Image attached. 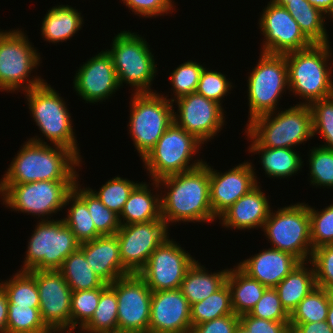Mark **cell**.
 I'll list each match as a JSON object with an SVG mask.
<instances>
[{
	"instance_id": "6da1fadb",
	"label": "cell",
	"mask_w": 333,
	"mask_h": 333,
	"mask_svg": "<svg viewBox=\"0 0 333 333\" xmlns=\"http://www.w3.org/2000/svg\"><path fill=\"white\" fill-rule=\"evenodd\" d=\"M152 183L157 191L163 187L168 189L164 195L160 193L161 218L167 226L181 221L208 223L217 220L210 204L209 165L206 161L193 170L153 180Z\"/></svg>"
},
{
	"instance_id": "7a4b0ae2",
	"label": "cell",
	"mask_w": 333,
	"mask_h": 333,
	"mask_svg": "<svg viewBox=\"0 0 333 333\" xmlns=\"http://www.w3.org/2000/svg\"><path fill=\"white\" fill-rule=\"evenodd\" d=\"M16 155L0 184L79 180L75 167H81L82 159L66 147L49 146L35 136L25 142Z\"/></svg>"
},
{
	"instance_id": "3957f363",
	"label": "cell",
	"mask_w": 333,
	"mask_h": 333,
	"mask_svg": "<svg viewBox=\"0 0 333 333\" xmlns=\"http://www.w3.org/2000/svg\"><path fill=\"white\" fill-rule=\"evenodd\" d=\"M330 43L312 44L310 47L285 55L288 67V87L295 96L311 105L313 102L333 96Z\"/></svg>"
},
{
	"instance_id": "277c9868",
	"label": "cell",
	"mask_w": 333,
	"mask_h": 333,
	"mask_svg": "<svg viewBox=\"0 0 333 333\" xmlns=\"http://www.w3.org/2000/svg\"><path fill=\"white\" fill-rule=\"evenodd\" d=\"M277 112L258 116L247 123L246 136L262 147L293 149L314 137L313 115L309 105L296 104Z\"/></svg>"
},
{
	"instance_id": "5b68a950",
	"label": "cell",
	"mask_w": 333,
	"mask_h": 333,
	"mask_svg": "<svg viewBox=\"0 0 333 333\" xmlns=\"http://www.w3.org/2000/svg\"><path fill=\"white\" fill-rule=\"evenodd\" d=\"M112 41L111 50L106 51L111 56L120 87L126 83L132 86L133 93L156 92L151 84L158 70L147 41L129 30L121 31Z\"/></svg>"
},
{
	"instance_id": "8992f818",
	"label": "cell",
	"mask_w": 333,
	"mask_h": 333,
	"mask_svg": "<svg viewBox=\"0 0 333 333\" xmlns=\"http://www.w3.org/2000/svg\"><path fill=\"white\" fill-rule=\"evenodd\" d=\"M201 145H203L201 141L173 121L142 162L152 181H158L204 164L205 161L202 159L190 162Z\"/></svg>"
},
{
	"instance_id": "52a82bcc",
	"label": "cell",
	"mask_w": 333,
	"mask_h": 333,
	"mask_svg": "<svg viewBox=\"0 0 333 333\" xmlns=\"http://www.w3.org/2000/svg\"><path fill=\"white\" fill-rule=\"evenodd\" d=\"M30 114L39 130L54 145L72 150L80 159L76 135L73 132L71 114L64 98L60 97L46 81L28 91H24ZM75 135V136H74Z\"/></svg>"
},
{
	"instance_id": "ba28073f",
	"label": "cell",
	"mask_w": 333,
	"mask_h": 333,
	"mask_svg": "<svg viewBox=\"0 0 333 333\" xmlns=\"http://www.w3.org/2000/svg\"><path fill=\"white\" fill-rule=\"evenodd\" d=\"M40 60V53L19 28L0 30V91L24 92L43 84L46 80L39 76L30 79Z\"/></svg>"
},
{
	"instance_id": "9c48e42d",
	"label": "cell",
	"mask_w": 333,
	"mask_h": 333,
	"mask_svg": "<svg viewBox=\"0 0 333 333\" xmlns=\"http://www.w3.org/2000/svg\"><path fill=\"white\" fill-rule=\"evenodd\" d=\"M131 97L129 133L141 159L173 123V102L163 94L134 93Z\"/></svg>"
},
{
	"instance_id": "30bf717a",
	"label": "cell",
	"mask_w": 333,
	"mask_h": 333,
	"mask_svg": "<svg viewBox=\"0 0 333 333\" xmlns=\"http://www.w3.org/2000/svg\"><path fill=\"white\" fill-rule=\"evenodd\" d=\"M28 241L21 271L59 270L80 243L64 220H39Z\"/></svg>"
},
{
	"instance_id": "8fae6325",
	"label": "cell",
	"mask_w": 333,
	"mask_h": 333,
	"mask_svg": "<svg viewBox=\"0 0 333 333\" xmlns=\"http://www.w3.org/2000/svg\"><path fill=\"white\" fill-rule=\"evenodd\" d=\"M263 230L272 248L291 253L301 262L310 261L313 248L307 204H291L276 213L271 210Z\"/></svg>"
},
{
	"instance_id": "7c38bea8",
	"label": "cell",
	"mask_w": 333,
	"mask_h": 333,
	"mask_svg": "<svg viewBox=\"0 0 333 333\" xmlns=\"http://www.w3.org/2000/svg\"><path fill=\"white\" fill-rule=\"evenodd\" d=\"M76 182L36 181L24 184H0V195L3 204L13 211L37 215L41 217V221L51 220L53 213L56 214L65 207L66 198ZM45 215L47 219L44 218Z\"/></svg>"
},
{
	"instance_id": "4fadbf2b",
	"label": "cell",
	"mask_w": 333,
	"mask_h": 333,
	"mask_svg": "<svg viewBox=\"0 0 333 333\" xmlns=\"http://www.w3.org/2000/svg\"><path fill=\"white\" fill-rule=\"evenodd\" d=\"M255 66L247 80L249 120L277 110L281 94L287 89L288 67L285 55L260 53ZM287 86V88H286Z\"/></svg>"
},
{
	"instance_id": "5bb4252c",
	"label": "cell",
	"mask_w": 333,
	"mask_h": 333,
	"mask_svg": "<svg viewBox=\"0 0 333 333\" xmlns=\"http://www.w3.org/2000/svg\"><path fill=\"white\" fill-rule=\"evenodd\" d=\"M109 286L118 300V331L148 333L152 291L139 274H128Z\"/></svg>"
},
{
	"instance_id": "9a60e30c",
	"label": "cell",
	"mask_w": 333,
	"mask_h": 333,
	"mask_svg": "<svg viewBox=\"0 0 333 333\" xmlns=\"http://www.w3.org/2000/svg\"><path fill=\"white\" fill-rule=\"evenodd\" d=\"M194 262L188 251L168 237L151 253L138 274L152 292L180 289L186 271Z\"/></svg>"
},
{
	"instance_id": "2e32d148",
	"label": "cell",
	"mask_w": 333,
	"mask_h": 333,
	"mask_svg": "<svg viewBox=\"0 0 333 333\" xmlns=\"http://www.w3.org/2000/svg\"><path fill=\"white\" fill-rule=\"evenodd\" d=\"M164 220L121 225L116 232L122 265L138 274L147 264L151 253L169 237Z\"/></svg>"
},
{
	"instance_id": "e0dca14e",
	"label": "cell",
	"mask_w": 333,
	"mask_h": 333,
	"mask_svg": "<svg viewBox=\"0 0 333 333\" xmlns=\"http://www.w3.org/2000/svg\"><path fill=\"white\" fill-rule=\"evenodd\" d=\"M42 321L53 333H71L70 286L59 270H35Z\"/></svg>"
},
{
	"instance_id": "ac0fdd59",
	"label": "cell",
	"mask_w": 333,
	"mask_h": 333,
	"mask_svg": "<svg viewBox=\"0 0 333 333\" xmlns=\"http://www.w3.org/2000/svg\"><path fill=\"white\" fill-rule=\"evenodd\" d=\"M172 102L178 105L177 112H173L174 122L203 144L218 135L226 122L222 105L196 92Z\"/></svg>"
},
{
	"instance_id": "d6986e66",
	"label": "cell",
	"mask_w": 333,
	"mask_h": 333,
	"mask_svg": "<svg viewBox=\"0 0 333 333\" xmlns=\"http://www.w3.org/2000/svg\"><path fill=\"white\" fill-rule=\"evenodd\" d=\"M258 23L265 38L260 52L284 55L312 45L284 6L272 0L263 9Z\"/></svg>"
},
{
	"instance_id": "ffe728a7",
	"label": "cell",
	"mask_w": 333,
	"mask_h": 333,
	"mask_svg": "<svg viewBox=\"0 0 333 333\" xmlns=\"http://www.w3.org/2000/svg\"><path fill=\"white\" fill-rule=\"evenodd\" d=\"M74 89L85 102L97 103L111 97L120 85L111 56L101 51L80 66L74 77Z\"/></svg>"
},
{
	"instance_id": "44dd1931",
	"label": "cell",
	"mask_w": 333,
	"mask_h": 333,
	"mask_svg": "<svg viewBox=\"0 0 333 333\" xmlns=\"http://www.w3.org/2000/svg\"><path fill=\"white\" fill-rule=\"evenodd\" d=\"M254 170L248 161L224 173L209 166L210 204L216 218L258 185Z\"/></svg>"
},
{
	"instance_id": "7402d4cb",
	"label": "cell",
	"mask_w": 333,
	"mask_h": 333,
	"mask_svg": "<svg viewBox=\"0 0 333 333\" xmlns=\"http://www.w3.org/2000/svg\"><path fill=\"white\" fill-rule=\"evenodd\" d=\"M191 305L180 289L152 292L148 333H191Z\"/></svg>"
},
{
	"instance_id": "603a6c76",
	"label": "cell",
	"mask_w": 333,
	"mask_h": 333,
	"mask_svg": "<svg viewBox=\"0 0 333 333\" xmlns=\"http://www.w3.org/2000/svg\"><path fill=\"white\" fill-rule=\"evenodd\" d=\"M264 250V251H263ZM238 263L249 277L267 288H275L301 261L291 253L275 248L263 249Z\"/></svg>"
},
{
	"instance_id": "cb8c5ba5",
	"label": "cell",
	"mask_w": 333,
	"mask_h": 333,
	"mask_svg": "<svg viewBox=\"0 0 333 333\" xmlns=\"http://www.w3.org/2000/svg\"><path fill=\"white\" fill-rule=\"evenodd\" d=\"M79 249L95 274L108 285L131 274L122 265L116 234L99 236L92 241L81 243Z\"/></svg>"
},
{
	"instance_id": "d4e9b609",
	"label": "cell",
	"mask_w": 333,
	"mask_h": 333,
	"mask_svg": "<svg viewBox=\"0 0 333 333\" xmlns=\"http://www.w3.org/2000/svg\"><path fill=\"white\" fill-rule=\"evenodd\" d=\"M269 198L258 184L249 193L240 197L218 219L223 227L239 230L262 228L270 214ZM222 220V221H221Z\"/></svg>"
},
{
	"instance_id": "484cf974",
	"label": "cell",
	"mask_w": 333,
	"mask_h": 333,
	"mask_svg": "<svg viewBox=\"0 0 333 333\" xmlns=\"http://www.w3.org/2000/svg\"><path fill=\"white\" fill-rule=\"evenodd\" d=\"M143 181L133 189L119 215L121 225L146 223L161 218L160 194H153Z\"/></svg>"
},
{
	"instance_id": "4316f807",
	"label": "cell",
	"mask_w": 333,
	"mask_h": 333,
	"mask_svg": "<svg viewBox=\"0 0 333 333\" xmlns=\"http://www.w3.org/2000/svg\"><path fill=\"white\" fill-rule=\"evenodd\" d=\"M229 268L209 273L198 260L188 268L181 282L180 290L190 305L205 300L225 283Z\"/></svg>"
},
{
	"instance_id": "83f0119b",
	"label": "cell",
	"mask_w": 333,
	"mask_h": 333,
	"mask_svg": "<svg viewBox=\"0 0 333 333\" xmlns=\"http://www.w3.org/2000/svg\"><path fill=\"white\" fill-rule=\"evenodd\" d=\"M310 263L311 268L306 264ZM316 287L314 267L310 261L298 264L274 289L285 310L291 314L301 300Z\"/></svg>"
},
{
	"instance_id": "f1b7e54d",
	"label": "cell",
	"mask_w": 333,
	"mask_h": 333,
	"mask_svg": "<svg viewBox=\"0 0 333 333\" xmlns=\"http://www.w3.org/2000/svg\"><path fill=\"white\" fill-rule=\"evenodd\" d=\"M81 13L72 6L58 5L48 10L42 21V38L49 43L66 41L74 36L84 23Z\"/></svg>"
},
{
	"instance_id": "f546056e",
	"label": "cell",
	"mask_w": 333,
	"mask_h": 333,
	"mask_svg": "<svg viewBox=\"0 0 333 333\" xmlns=\"http://www.w3.org/2000/svg\"><path fill=\"white\" fill-rule=\"evenodd\" d=\"M250 140L252 141L248 151L261 154L260 163L268 177L274 179L291 177L302 168V158L293 148L262 147L253 139Z\"/></svg>"
},
{
	"instance_id": "4dcf8cb0",
	"label": "cell",
	"mask_w": 333,
	"mask_h": 333,
	"mask_svg": "<svg viewBox=\"0 0 333 333\" xmlns=\"http://www.w3.org/2000/svg\"><path fill=\"white\" fill-rule=\"evenodd\" d=\"M226 282L231 291L233 312L238 316L250 313L267 289L259 281L244 273L237 265L229 269Z\"/></svg>"
},
{
	"instance_id": "1f68e13d",
	"label": "cell",
	"mask_w": 333,
	"mask_h": 333,
	"mask_svg": "<svg viewBox=\"0 0 333 333\" xmlns=\"http://www.w3.org/2000/svg\"><path fill=\"white\" fill-rule=\"evenodd\" d=\"M284 8L298 23L304 36L312 44L329 43L326 27V14L315 8L307 0H288Z\"/></svg>"
},
{
	"instance_id": "d6a6232c",
	"label": "cell",
	"mask_w": 333,
	"mask_h": 333,
	"mask_svg": "<svg viewBox=\"0 0 333 333\" xmlns=\"http://www.w3.org/2000/svg\"><path fill=\"white\" fill-rule=\"evenodd\" d=\"M72 292L107 287L87 263L84 253L78 248L72 252L59 269Z\"/></svg>"
},
{
	"instance_id": "836d02e7",
	"label": "cell",
	"mask_w": 333,
	"mask_h": 333,
	"mask_svg": "<svg viewBox=\"0 0 333 333\" xmlns=\"http://www.w3.org/2000/svg\"><path fill=\"white\" fill-rule=\"evenodd\" d=\"M10 280L1 281L0 286L5 293L8 303L13 306H29L39 308V292L35 280V270L21 271L12 275Z\"/></svg>"
},
{
	"instance_id": "e575fe53",
	"label": "cell",
	"mask_w": 333,
	"mask_h": 333,
	"mask_svg": "<svg viewBox=\"0 0 333 333\" xmlns=\"http://www.w3.org/2000/svg\"><path fill=\"white\" fill-rule=\"evenodd\" d=\"M70 204L65 224L71 229L77 241L81 244L92 241L101 236L95 228L94 222L89 214L86 202L72 190L65 201V207Z\"/></svg>"
},
{
	"instance_id": "d590c367",
	"label": "cell",
	"mask_w": 333,
	"mask_h": 333,
	"mask_svg": "<svg viewBox=\"0 0 333 333\" xmlns=\"http://www.w3.org/2000/svg\"><path fill=\"white\" fill-rule=\"evenodd\" d=\"M332 297V291L316 286L290 314L289 324L326 321Z\"/></svg>"
},
{
	"instance_id": "8d00e7d4",
	"label": "cell",
	"mask_w": 333,
	"mask_h": 333,
	"mask_svg": "<svg viewBox=\"0 0 333 333\" xmlns=\"http://www.w3.org/2000/svg\"><path fill=\"white\" fill-rule=\"evenodd\" d=\"M118 300L116 292L108 285L100 294L97 309L92 318L80 329V333H108L118 331Z\"/></svg>"
},
{
	"instance_id": "74e56055",
	"label": "cell",
	"mask_w": 333,
	"mask_h": 333,
	"mask_svg": "<svg viewBox=\"0 0 333 333\" xmlns=\"http://www.w3.org/2000/svg\"><path fill=\"white\" fill-rule=\"evenodd\" d=\"M233 313L231 291L226 282L205 300L191 305V325L193 328L195 325Z\"/></svg>"
},
{
	"instance_id": "f35d334b",
	"label": "cell",
	"mask_w": 333,
	"mask_h": 333,
	"mask_svg": "<svg viewBox=\"0 0 333 333\" xmlns=\"http://www.w3.org/2000/svg\"><path fill=\"white\" fill-rule=\"evenodd\" d=\"M78 183L79 181L74 184L73 190L86 202L96 231L101 236L115 235L121 227L119 215L107 208L89 187L81 188Z\"/></svg>"
},
{
	"instance_id": "ab89813d",
	"label": "cell",
	"mask_w": 333,
	"mask_h": 333,
	"mask_svg": "<svg viewBox=\"0 0 333 333\" xmlns=\"http://www.w3.org/2000/svg\"><path fill=\"white\" fill-rule=\"evenodd\" d=\"M6 333H53L42 321L39 308L8 303Z\"/></svg>"
},
{
	"instance_id": "60d3db41",
	"label": "cell",
	"mask_w": 333,
	"mask_h": 333,
	"mask_svg": "<svg viewBox=\"0 0 333 333\" xmlns=\"http://www.w3.org/2000/svg\"><path fill=\"white\" fill-rule=\"evenodd\" d=\"M139 183L131 180L115 176L113 179L108 180L104 185L99 188V191L92 190L99 200L110 210L120 215L123 210L124 204L128 200L131 192Z\"/></svg>"
},
{
	"instance_id": "b9f144b4",
	"label": "cell",
	"mask_w": 333,
	"mask_h": 333,
	"mask_svg": "<svg viewBox=\"0 0 333 333\" xmlns=\"http://www.w3.org/2000/svg\"><path fill=\"white\" fill-rule=\"evenodd\" d=\"M106 287L92 290H80L71 294V333L78 327L81 329L97 309L100 294ZM81 322V323H80Z\"/></svg>"
},
{
	"instance_id": "7bdbcfd3",
	"label": "cell",
	"mask_w": 333,
	"mask_h": 333,
	"mask_svg": "<svg viewBox=\"0 0 333 333\" xmlns=\"http://www.w3.org/2000/svg\"><path fill=\"white\" fill-rule=\"evenodd\" d=\"M312 147L309 153L310 183L317 187L333 188V150Z\"/></svg>"
},
{
	"instance_id": "ee69618b",
	"label": "cell",
	"mask_w": 333,
	"mask_h": 333,
	"mask_svg": "<svg viewBox=\"0 0 333 333\" xmlns=\"http://www.w3.org/2000/svg\"><path fill=\"white\" fill-rule=\"evenodd\" d=\"M203 69L204 65L192 60L184 62L174 69L169 77L172 84L171 89L174 90V98L170 100L175 101L181 96L195 93Z\"/></svg>"
},
{
	"instance_id": "f6af8a7d",
	"label": "cell",
	"mask_w": 333,
	"mask_h": 333,
	"mask_svg": "<svg viewBox=\"0 0 333 333\" xmlns=\"http://www.w3.org/2000/svg\"><path fill=\"white\" fill-rule=\"evenodd\" d=\"M312 248L333 245V204L322 211L308 205Z\"/></svg>"
},
{
	"instance_id": "bcb514c9",
	"label": "cell",
	"mask_w": 333,
	"mask_h": 333,
	"mask_svg": "<svg viewBox=\"0 0 333 333\" xmlns=\"http://www.w3.org/2000/svg\"><path fill=\"white\" fill-rule=\"evenodd\" d=\"M313 134L319 133L324 139L321 147L333 150V96L313 102Z\"/></svg>"
},
{
	"instance_id": "7dc6e473",
	"label": "cell",
	"mask_w": 333,
	"mask_h": 333,
	"mask_svg": "<svg viewBox=\"0 0 333 333\" xmlns=\"http://www.w3.org/2000/svg\"><path fill=\"white\" fill-rule=\"evenodd\" d=\"M231 87L232 83L224 74L208 70L205 66L201 73L196 93L221 104L222 99L228 95Z\"/></svg>"
},
{
	"instance_id": "c3c4849f",
	"label": "cell",
	"mask_w": 333,
	"mask_h": 333,
	"mask_svg": "<svg viewBox=\"0 0 333 333\" xmlns=\"http://www.w3.org/2000/svg\"><path fill=\"white\" fill-rule=\"evenodd\" d=\"M314 267L316 286L333 290V245L313 249L310 259Z\"/></svg>"
},
{
	"instance_id": "681fc988",
	"label": "cell",
	"mask_w": 333,
	"mask_h": 333,
	"mask_svg": "<svg viewBox=\"0 0 333 333\" xmlns=\"http://www.w3.org/2000/svg\"><path fill=\"white\" fill-rule=\"evenodd\" d=\"M253 317L270 321H289L290 314L282 306L274 288H267L261 299L249 313Z\"/></svg>"
},
{
	"instance_id": "f907efd6",
	"label": "cell",
	"mask_w": 333,
	"mask_h": 333,
	"mask_svg": "<svg viewBox=\"0 0 333 333\" xmlns=\"http://www.w3.org/2000/svg\"><path fill=\"white\" fill-rule=\"evenodd\" d=\"M126 4L134 14L141 15L143 18H156L157 16H165L170 14L174 9L173 0H121ZM165 14V15H164Z\"/></svg>"
},
{
	"instance_id": "816d5d0a",
	"label": "cell",
	"mask_w": 333,
	"mask_h": 333,
	"mask_svg": "<svg viewBox=\"0 0 333 333\" xmlns=\"http://www.w3.org/2000/svg\"><path fill=\"white\" fill-rule=\"evenodd\" d=\"M240 324L250 333H286L289 321H270L253 317L249 313L239 316Z\"/></svg>"
},
{
	"instance_id": "f5cc1de1",
	"label": "cell",
	"mask_w": 333,
	"mask_h": 333,
	"mask_svg": "<svg viewBox=\"0 0 333 333\" xmlns=\"http://www.w3.org/2000/svg\"><path fill=\"white\" fill-rule=\"evenodd\" d=\"M239 323V316L233 313L195 325L191 333H235Z\"/></svg>"
},
{
	"instance_id": "db71d44e",
	"label": "cell",
	"mask_w": 333,
	"mask_h": 333,
	"mask_svg": "<svg viewBox=\"0 0 333 333\" xmlns=\"http://www.w3.org/2000/svg\"><path fill=\"white\" fill-rule=\"evenodd\" d=\"M289 327L297 333H333L326 321L289 324Z\"/></svg>"
},
{
	"instance_id": "11a10c76",
	"label": "cell",
	"mask_w": 333,
	"mask_h": 333,
	"mask_svg": "<svg viewBox=\"0 0 333 333\" xmlns=\"http://www.w3.org/2000/svg\"><path fill=\"white\" fill-rule=\"evenodd\" d=\"M8 317V300L0 286V333H6Z\"/></svg>"
},
{
	"instance_id": "9f6ffc18",
	"label": "cell",
	"mask_w": 333,
	"mask_h": 333,
	"mask_svg": "<svg viewBox=\"0 0 333 333\" xmlns=\"http://www.w3.org/2000/svg\"><path fill=\"white\" fill-rule=\"evenodd\" d=\"M315 8L321 10L328 18L333 19V0H307ZM330 16V17H329Z\"/></svg>"
},
{
	"instance_id": "6f0895ef",
	"label": "cell",
	"mask_w": 333,
	"mask_h": 333,
	"mask_svg": "<svg viewBox=\"0 0 333 333\" xmlns=\"http://www.w3.org/2000/svg\"><path fill=\"white\" fill-rule=\"evenodd\" d=\"M326 322L328 323L329 328L333 331V297L330 299Z\"/></svg>"
},
{
	"instance_id": "680465c9",
	"label": "cell",
	"mask_w": 333,
	"mask_h": 333,
	"mask_svg": "<svg viewBox=\"0 0 333 333\" xmlns=\"http://www.w3.org/2000/svg\"><path fill=\"white\" fill-rule=\"evenodd\" d=\"M235 333H250V332L239 323V325L235 330Z\"/></svg>"
},
{
	"instance_id": "91938a15",
	"label": "cell",
	"mask_w": 333,
	"mask_h": 333,
	"mask_svg": "<svg viewBox=\"0 0 333 333\" xmlns=\"http://www.w3.org/2000/svg\"><path fill=\"white\" fill-rule=\"evenodd\" d=\"M272 1L281 6H284L288 2V0H272Z\"/></svg>"
},
{
	"instance_id": "94428289",
	"label": "cell",
	"mask_w": 333,
	"mask_h": 333,
	"mask_svg": "<svg viewBox=\"0 0 333 333\" xmlns=\"http://www.w3.org/2000/svg\"><path fill=\"white\" fill-rule=\"evenodd\" d=\"M286 333H297V332H295L292 328H289V329L286 331Z\"/></svg>"
},
{
	"instance_id": "6125c7cd",
	"label": "cell",
	"mask_w": 333,
	"mask_h": 333,
	"mask_svg": "<svg viewBox=\"0 0 333 333\" xmlns=\"http://www.w3.org/2000/svg\"><path fill=\"white\" fill-rule=\"evenodd\" d=\"M108 333H126V332H122V331H115V332H108Z\"/></svg>"
}]
</instances>
